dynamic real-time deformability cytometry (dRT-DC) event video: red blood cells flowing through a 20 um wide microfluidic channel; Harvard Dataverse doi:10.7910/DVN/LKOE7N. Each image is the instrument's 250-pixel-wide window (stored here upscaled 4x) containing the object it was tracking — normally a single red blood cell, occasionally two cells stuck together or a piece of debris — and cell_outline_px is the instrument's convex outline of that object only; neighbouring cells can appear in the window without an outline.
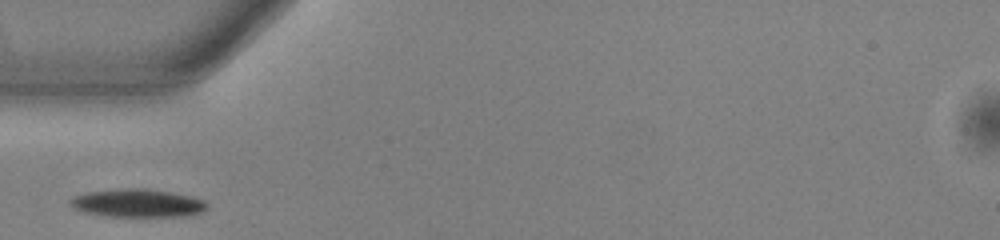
{"species": "common noctule bat (a hibernating species)", "species_latin": "Nyctalus noctula", "temperature_condition": "warm", "stored_images_in_passage": 26, "camera_frame_rate_fps": 3000, "um_per_image_px": 0.085, "animal": {"sex": "male", "body_mass_g": 13.0, "forearm_length_mm": 53.1}, "frame": {"image": 1, "passage_image": 1, "time_ms": 0.0, "image_size_px": [1000, 240], "cell_outline_px": [[208, 204], [200, 212], [180, 216], [104, 216], [84, 212], [72, 208], [68, 204], [68, 200], [72, 196], [88, 192], [124, 188], [144, 188], [172, 192], [192, 196], [204, 200]], "centroid_in_image_um": [11.61, 17.25], "position_along_channel_um": 73.4, "area_um2": 22.43}}
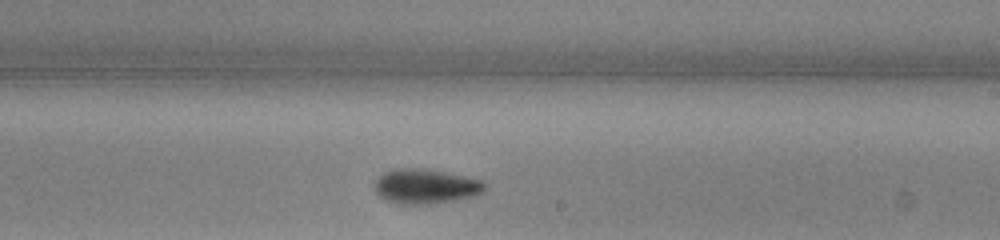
{"frame": {"image": 2, "passage_image": 15, "time_ms": 4.667, "image_size_px": [1000, 240], "cell_outline_px": [[488, 188], [484, 192], [476, 196], [456, 200], [428, 204], [400, 204], [388, 200], [380, 196], [376, 192], [376, 180], [384, 172], [392, 168], [424, 168], [484, 180]], "centroid_in_image_um": [36.24, 15.83], "position_along_channel_um": 252.8, "area_um2": 22.43}}
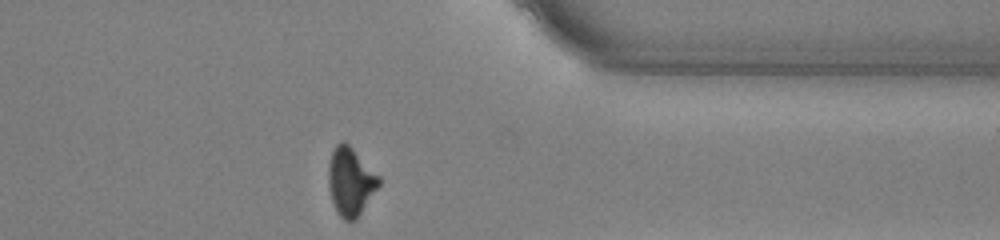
{"frame": {"image": 3, "passage_image": 26, "time_ms": 8.333, "image_size_px": [1000, 240], "cell_outline_px": [[380, 184], [356, 220], [344, 220], [336, 212], [332, 200], [328, 184], [328, 164], [332, 152], [336, 144], [344, 140], [380, 176]], "centroid_in_image_um": [29.79, 15.43], "position_along_channel_um": 381.6, "area_um2": 19.94}}